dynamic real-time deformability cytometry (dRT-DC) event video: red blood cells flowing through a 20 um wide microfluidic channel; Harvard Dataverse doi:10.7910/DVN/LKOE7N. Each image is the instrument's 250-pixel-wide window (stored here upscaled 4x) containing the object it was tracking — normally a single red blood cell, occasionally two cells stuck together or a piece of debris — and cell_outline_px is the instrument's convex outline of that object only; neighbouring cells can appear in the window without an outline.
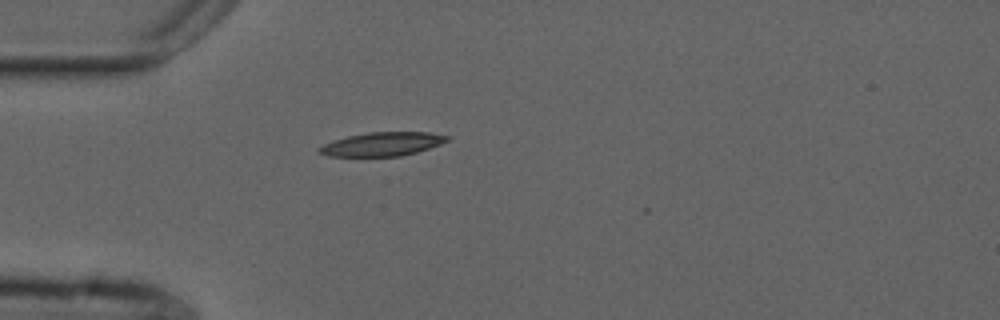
{"species": "common noctule bat (a hibernating species)", "species_latin": "Nyctalus noctula", "temperature_condition": "cold", "stored_images_in_passage": 34, "camera_frame_rate_fps": 3000, "um_per_image_px": 0.085, "animal": {"sex": "male", "forearm_length_mm": 52.5}, "frame": {"image": 1, "passage_image": 1, "time_ms": 0.0, "image_size_px": [1000, 320], "cell_outline_px": [[448, 140], [440, 144], [416, 152], [400, 156], [328, 156], [316, 152], [316, 148], [324, 144], [348, 136], [368, 132], [428, 132], [448, 136]], "centroid_in_image_um": [32.45, 12.25], "position_along_channel_um": 52.6, "area_um2": 17.51}}
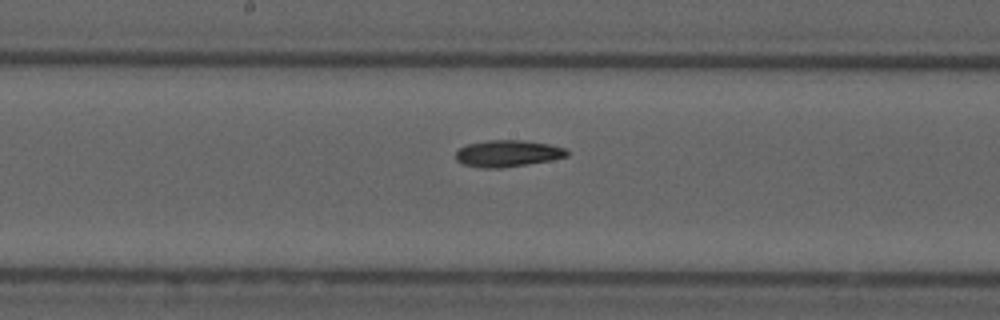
{"frame": {"image": 2, "passage_image": 14, "time_ms": 4.333, "image_size_px": [1000, 320], "cell_outline_px": [[568, 156], [552, 160], [528, 164], [500, 168], [480, 168], [464, 164], [456, 160], [456, 152], [460, 148], [468, 144], [488, 140], [524, 140], [548, 144], [564, 148], [568, 152]], "centroid_in_image_um": [43.15, 13.05], "position_along_channel_um": 205.0, "area_um2": 17.22}}
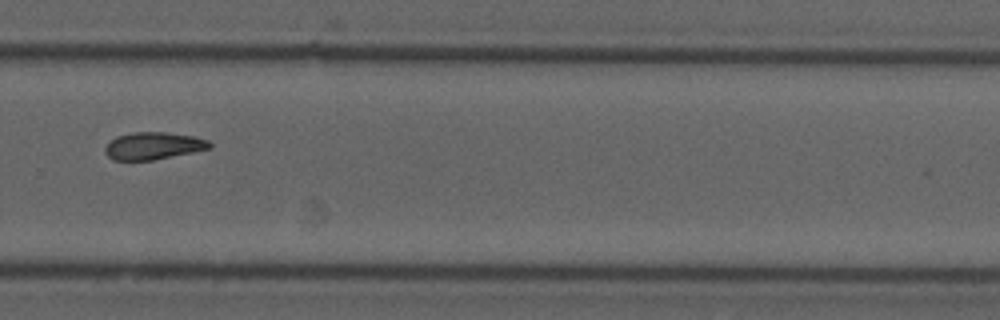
{"frame": {"image": 3, "passage_image": 23, "time_ms": 7.333, "image_size_px": [1000, 320], "cell_outline_px": [[212, 148], [152, 160], [112, 160], [104, 152], [104, 148], [116, 136], [132, 132], [164, 132], [192, 136], [208, 140], [212, 144]], "centroid_in_image_um": [13.02, 12.39], "position_along_channel_um": 316.8, "area_um2": 16.53}}